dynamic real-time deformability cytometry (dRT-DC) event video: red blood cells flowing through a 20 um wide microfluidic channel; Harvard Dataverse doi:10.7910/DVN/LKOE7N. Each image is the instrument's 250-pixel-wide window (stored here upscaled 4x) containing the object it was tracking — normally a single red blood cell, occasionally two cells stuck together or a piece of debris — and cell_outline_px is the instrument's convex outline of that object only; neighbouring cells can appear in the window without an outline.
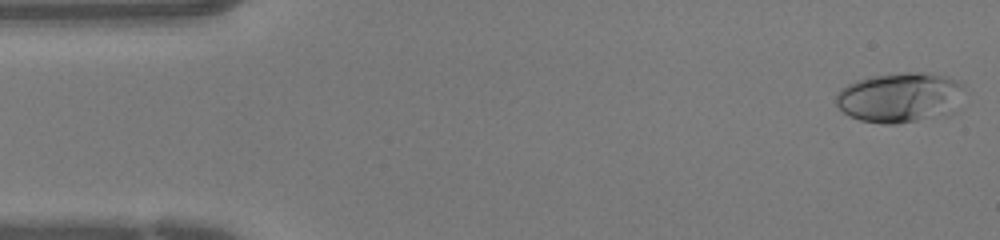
{"species": "human", "species_latin": "Homo sapiens", "temperature_condition": "warm", "stored_images_in_passage": 43, "camera_frame_rate_fps": 3000, "um_per_image_px": 0.085, "donor": {"sex": "female"}, "frame": {"image": 1, "passage_image": 1, "time_ms": 0.0, "image_size_px": [1000, 240], "cell_outline_px": [[968, 92], [952, 112], [916, 120], [896, 124], [880, 124], [860, 120], [844, 112], [836, 104], [836, 96], [840, 88], [856, 80], [872, 76], [904, 72], [924, 72], [948, 76], [956, 80]], "centroid_in_image_um": [76.52, 8.26], "position_along_channel_um": 8.5, "area_um2": 37.51}}
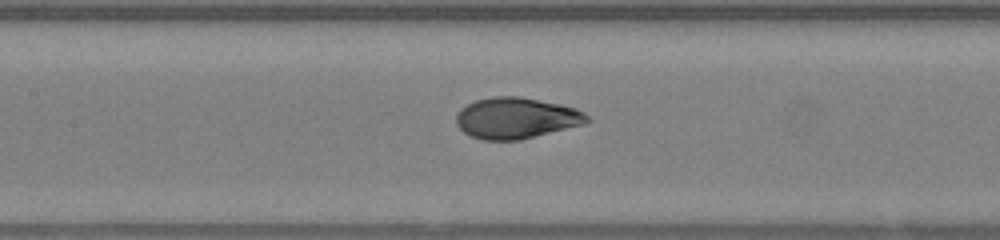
{"frame": {"image": 2, "passage_image": 19, "time_ms": 6.0, "image_size_px": [1000, 240], "cell_outline_px": [[592, 120], [584, 124], [520, 140], [484, 140], [472, 136], [464, 132], [456, 124], [456, 116], [460, 108], [476, 100], [492, 96], [520, 96], [560, 104], [576, 108], [584, 112]], "centroid_in_image_um": [43.89, 10.03], "position_along_channel_um": 163.5, "area_um2": 31.39}}
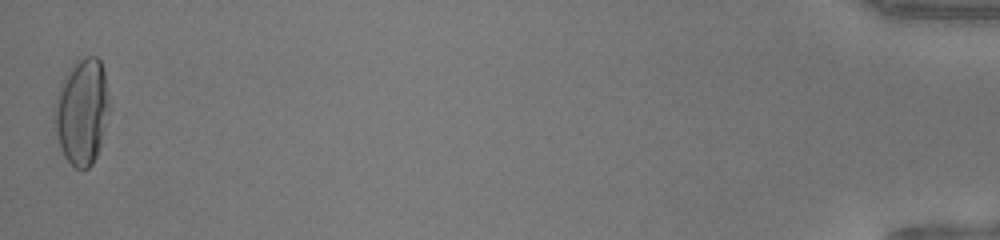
{"frame": {"image": 3, "passage_image": 43, "time_ms": 14.0, "image_size_px": [1000, 240], "cell_outline_px": [[108, 108], [100, 148], [92, 164], [88, 168], [76, 168], [64, 156], [60, 148], [56, 136], [56, 96], [60, 84], [64, 76], [72, 64], [76, 60], [84, 56], [96, 56], [100, 60], [104, 72], [108, 104]], "centroid_in_image_um": [6.95, 9.47], "position_along_channel_um": 428.2, "area_um2": 33.23}}